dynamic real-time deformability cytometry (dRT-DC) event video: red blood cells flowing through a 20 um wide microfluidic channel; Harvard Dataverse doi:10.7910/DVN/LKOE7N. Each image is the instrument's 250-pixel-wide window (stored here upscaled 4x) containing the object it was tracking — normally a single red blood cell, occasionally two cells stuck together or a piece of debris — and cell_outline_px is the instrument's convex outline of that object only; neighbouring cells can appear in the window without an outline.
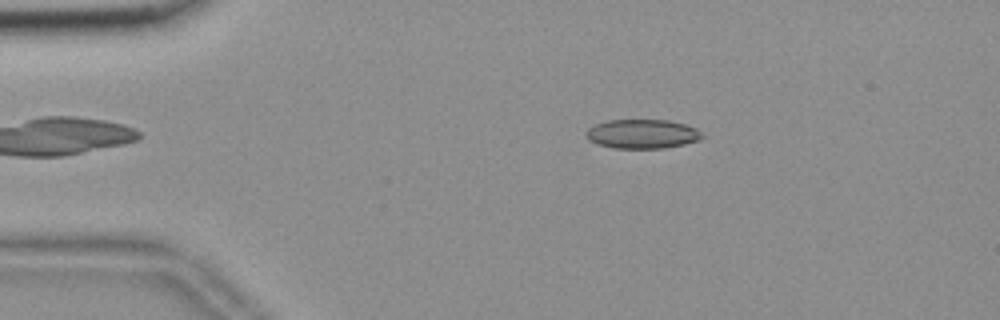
{"species": "common noctule bat (a hibernating species)", "species_latin": "Nyctalus noctula", "temperature_condition": "room temperature", "stored_images_in_passage": 47, "camera_frame_rate_fps": 3000, "um_per_image_px": 0.085, "animal": {"sex": "female", "body_mass_g": 18.4}, "frame": {"image": 1, "passage_image": 2, "time_ms": 0.333, "image_size_px": [1000, 320], "cell_outline_px": [[704, 136], [700, 140], [684, 144], [664, 148], [612, 148], [596, 144], [588, 140], [584, 136], [588, 128], [596, 124], [608, 120], [668, 120], [684, 124], [696, 128]], "centroid_in_image_um": [54.56, 11.39], "position_along_channel_um": 30.4, "area_um2": 19.83}}
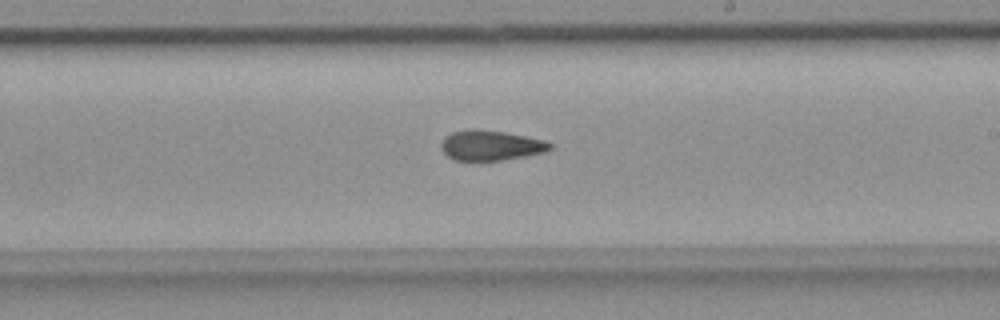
{"frame": {"image": 2, "passage_image": 24, "time_ms": 7.667, "image_size_px": [1000, 320], "cell_outline_px": [[552, 148], [544, 152], [504, 160], [452, 160], [440, 148], [440, 144], [444, 136], [452, 132], [468, 128], [476, 128], [504, 132], [544, 140], [552, 144]], "centroid_in_image_um": [41.66, 12.34], "position_along_channel_um": 247.3, "area_um2": 19.19}}
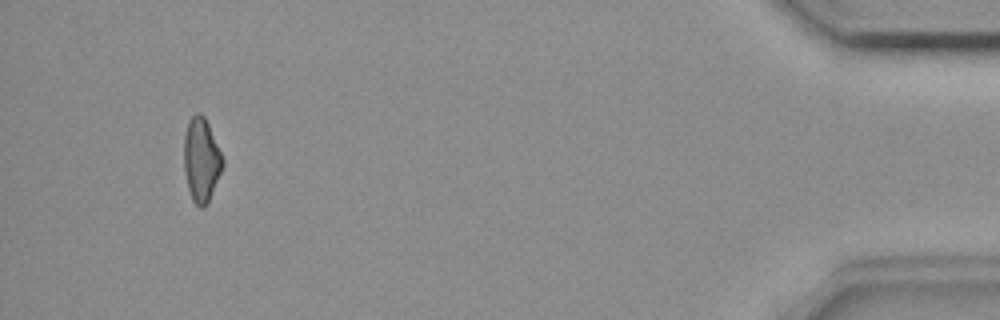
{"frame": {"image": 3, "passage_image": 44, "time_ms": 14.333, "image_size_px": [1000, 320], "cell_outline_px": [[224, 164], [208, 200], [204, 208], [200, 208], [192, 200], [188, 188], [184, 172], [184, 136], [188, 120], [196, 112], [200, 112], [204, 116], [208, 124], [224, 160]], "centroid_in_image_um": [17.09, 13.56], "position_along_channel_um": 418.1, "area_um2": 18.73}, "authors_computed_cell_mechanics": {"area_um2": 19.4786, "velocity_mm_per_s": 3.6566, "shape_relaxation_time_tau1_ms": null, "shape_relaxation_time_tau2_ms": 3.3913, "deformation_change_tau1": null, "deformation_change_tau2": 0.1096}}